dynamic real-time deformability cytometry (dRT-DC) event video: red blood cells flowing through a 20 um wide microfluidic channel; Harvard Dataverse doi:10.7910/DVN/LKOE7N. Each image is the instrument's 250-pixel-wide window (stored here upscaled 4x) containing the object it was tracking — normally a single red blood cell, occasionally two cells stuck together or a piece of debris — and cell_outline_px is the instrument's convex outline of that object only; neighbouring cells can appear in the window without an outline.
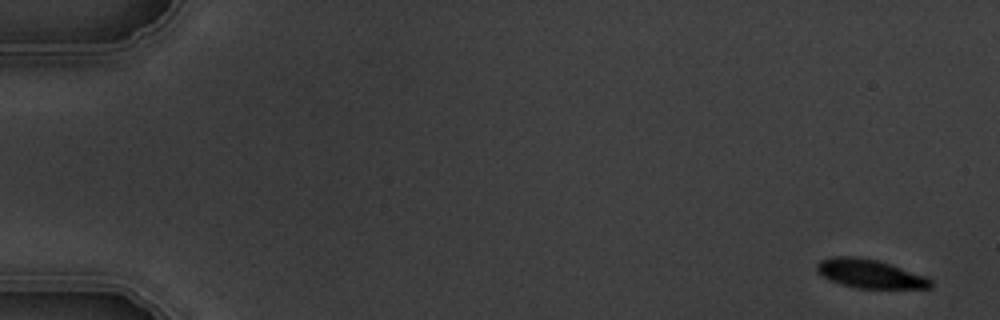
{"species": "common noctule bat (a hibernating species)", "species_latin": "Nyctalus noctula", "temperature_condition": "warm", "stored_images_in_passage": 8, "camera_frame_rate_fps": 3000, "um_per_image_px": 0.085, "animal": {"sex": "male", "body_mass_g": 19.5, "forearm_length_mm": 54.6}, "frame": {"image": 1, "passage_image": 1, "time_ms": 0.0, "image_size_px": [1000, 320], "cell_outline_px": [[932, 288], [856, 288], [840, 284], [828, 280], [816, 272], [816, 264], [820, 260], [832, 256], [856, 256], [876, 260], [928, 276], [932, 280]], "centroid_in_image_um": [73.91, 23.27], "position_along_channel_um": 11.1, "area_um2": 19.25}}
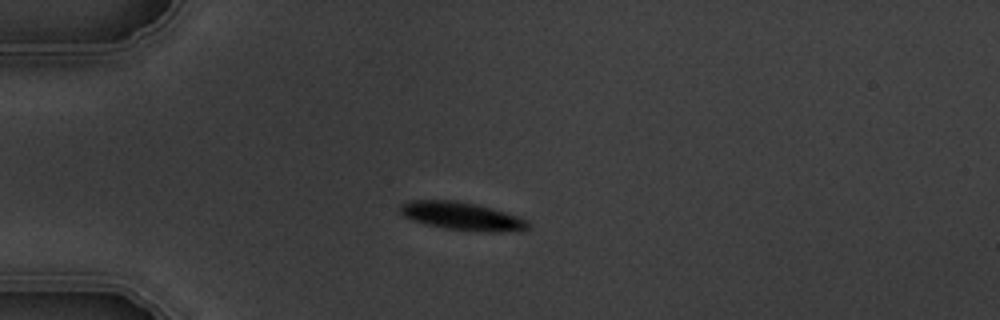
{"frame": {"image": 2, "passage_image": 4, "time_ms": 4.333, "image_size_px": [1000, 320], "cell_outline_px": [[528, 228], [500, 232], [488, 232], [444, 228], [412, 220], [404, 216], [400, 212], [400, 204], [408, 200], [456, 200], [476, 204], [492, 208], [516, 216], [524, 220], [528, 224]], "centroid_in_image_um": [39.18, 18.35], "position_along_channel_um": 45.8, "area_um2": 20.52}}
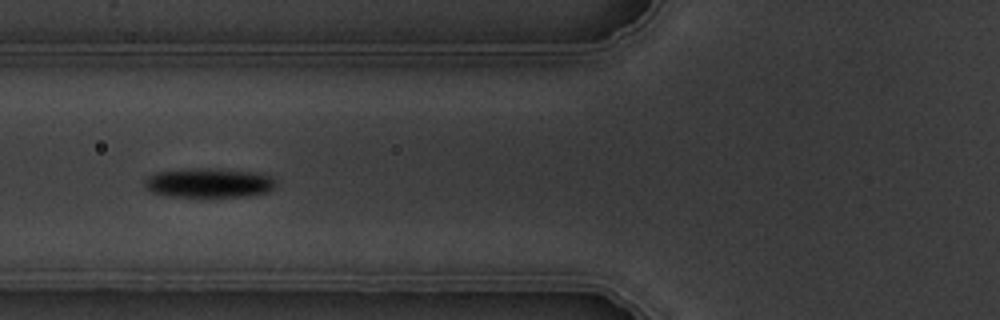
{"frame": {"image": 3, "passage_image": 6, "time_ms": 6.667, "image_size_px": [1000, 320], "cell_outline_px": [[276, 188], [268, 192], [248, 196], [168, 196], [152, 192], [144, 184], [144, 180], [148, 176], [156, 172], [196, 168], [208, 168], [252, 172], [272, 176], [276, 180]], "centroid_in_image_um": [17.79, 15.54], "position_along_channel_um": 108.0, "area_um2": 22.37}}